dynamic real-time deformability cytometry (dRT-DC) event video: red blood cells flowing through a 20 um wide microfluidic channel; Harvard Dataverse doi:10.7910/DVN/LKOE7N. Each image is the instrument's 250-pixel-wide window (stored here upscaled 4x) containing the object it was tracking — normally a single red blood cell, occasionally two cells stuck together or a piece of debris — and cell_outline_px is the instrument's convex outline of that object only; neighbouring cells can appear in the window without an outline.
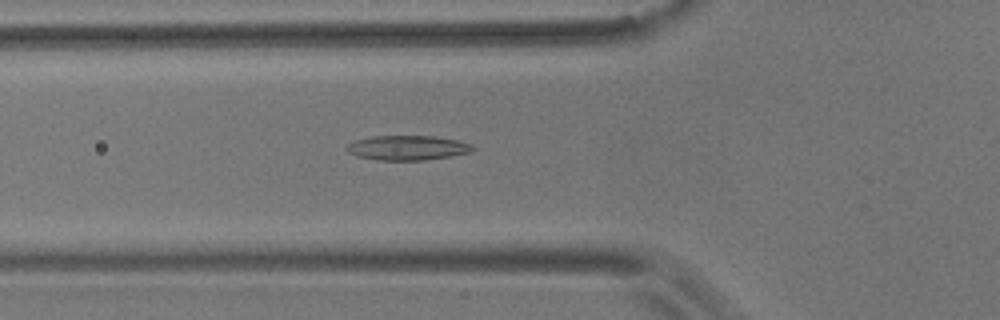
{"species": "common noctule bat (a hibernating species)", "species_latin": "Nyctalus noctula", "temperature_condition": "room temperature", "stored_images_in_passage": 29, "camera_frame_rate_fps": 3000, "um_per_image_px": 0.085, "animal": {"sex": "male", "body_mass_g": 17.9}, "frame": {"image": 1, "passage_image": 14, "time_ms": 4.333, "image_size_px": [1000, 320], "cell_outline_px": [[476, 148], [472, 152], [452, 156], [424, 160], [376, 160], [356, 156], [348, 152], [344, 148], [352, 140], [372, 136], [436, 136], [460, 140], [472, 144]], "centroid_in_image_um": [34.65, 12.56], "position_along_channel_um": 91.2, "area_um2": 18.5}}
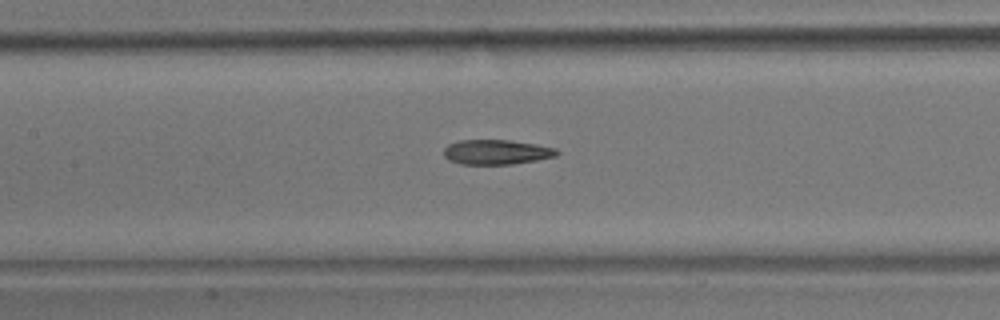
{"frame": {"image": 2, "passage_image": 20, "time_ms": 6.333, "image_size_px": [1000, 320], "cell_outline_px": [[560, 152], [556, 156], [536, 160], [512, 164], [460, 164], [448, 160], [444, 156], [444, 148], [448, 144], [460, 140], [508, 140], [536, 144], [556, 148]], "centroid_in_image_um": [42.19, 12.92], "position_along_channel_um": 165.2, "area_um2": 16.36}}
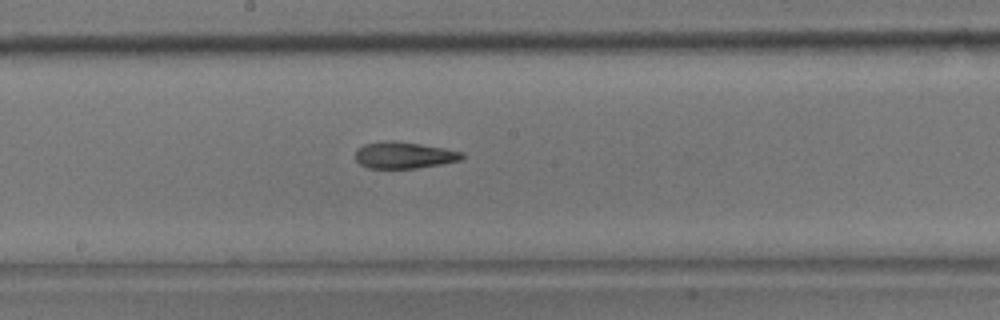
{"frame": {"image": 3, "passage_image": 24, "time_ms": 7.667, "image_size_px": [1000, 320], "cell_outline_px": [[464, 156], [460, 160], [440, 164], [416, 168], [368, 168], [360, 164], [356, 160], [356, 148], [364, 144], [392, 140], [420, 144], [444, 148], [464, 152]], "centroid_in_image_um": [34.33, 13.19], "position_along_channel_um": 213.9, "area_um2": 16.42}}